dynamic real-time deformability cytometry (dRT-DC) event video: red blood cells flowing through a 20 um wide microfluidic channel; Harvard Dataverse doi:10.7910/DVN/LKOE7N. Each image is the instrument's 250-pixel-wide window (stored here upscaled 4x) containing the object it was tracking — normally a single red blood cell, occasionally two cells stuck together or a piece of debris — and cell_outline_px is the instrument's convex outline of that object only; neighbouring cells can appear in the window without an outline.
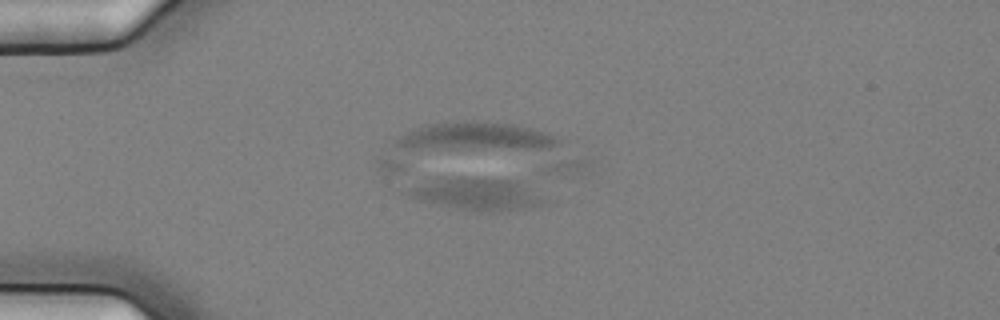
{"species": "common noctule bat (a hibernating species)", "species_latin": "Nyctalus noctula", "temperature_condition": "cold", "stored_images_in_passage": 8, "camera_frame_rate_fps": 3000, "um_per_image_px": 0.085, "animal": {"sex": "female", "body_mass_g": 25.1}, "frame": {"image": 1, "passage_image": 1, "time_ms": 0.0, "image_size_px": [1000, 320], "cell_outline_px": [[556, 200], [548, 204], [528, 208], [500, 212], [472, 212], [416, 200], [400, 192], [444, 176], [460, 176], [516, 180]], "centroid_in_image_um": [40.68, 16.51], "position_along_channel_um": 44.3, "area_um2": 27.05}}